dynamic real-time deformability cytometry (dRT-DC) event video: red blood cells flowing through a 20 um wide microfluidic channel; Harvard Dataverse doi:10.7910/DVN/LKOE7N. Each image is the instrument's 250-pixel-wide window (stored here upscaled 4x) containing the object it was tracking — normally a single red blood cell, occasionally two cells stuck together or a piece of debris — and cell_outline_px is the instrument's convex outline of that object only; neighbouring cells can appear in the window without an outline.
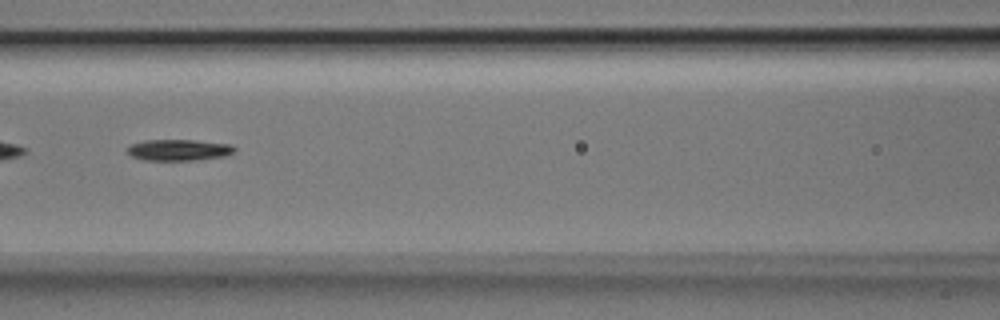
{"species": "Egyptian fruit bat (a non-hibernating species)", "species_latin": "Rousettus aegyptiacus", "temperature_condition": "room temperature", "stored_images_in_passage": 51, "segment_of_instrument_passage": [2, 2], "camera_frame_rate_fps": 3000, "um_per_image_px": 0.085, "animal": {"sex": "male"}, "frame": {"image": 1, "passage_image": 23, "time_ms": 7.333, "image_size_px": [1000, 320], "cell_outline_px": [[236, 152], [224, 156], [196, 160], [144, 160], [132, 156], [128, 152], [128, 144], [144, 140], [192, 140], [232, 144], [236, 148]], "centroid_in_image_um": [15.21, 12.74], "position_along_channel_um": 151.4, "area_um2": 13.35}}
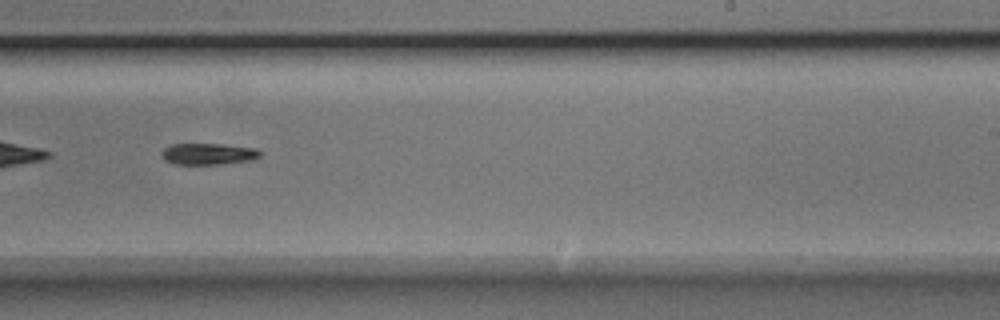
{"frame": {"image": 2, "passage_image": 32, "time_ms": 10.333, "image_size_px": [1000, 320], "cell_outline_px": [[260, 156], [252, 160], [220, 164], [172, 164], [164, 160], [160, 156], [160, 152], [168, 144], [220, 144], [256, 148], [260, 152]], "centroid_in_image_um": [17.63, 13.08], "position_along_channel_um": 271.4, "area_um2": 12.43}}
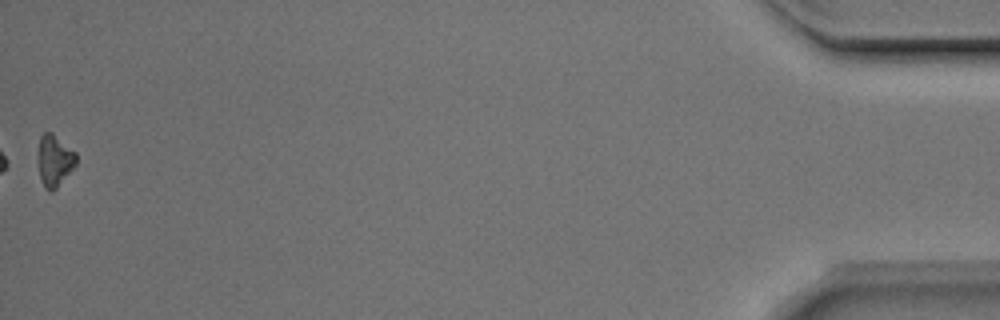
{"frame": {"image": 3, "passage_image": 51, "time_ms": 16.667, "image_size_px": [1000, 320], "cell_outline_px": [[76, 164], [56, 188], [52, 192], [48, 192], [44, 188], [40, 176], [40, 136], [44, 132], [52, 132], [76, 152]], "centroid_in_image_um": [4.66, 13.65], "position_along_channel_um": 430.5, "area_um2": 11.1}}